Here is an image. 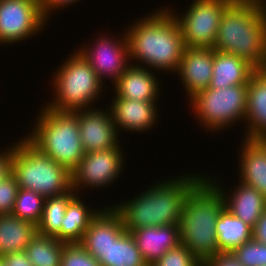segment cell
Returning <instances> with one entry per match:
<instances>
[{
  "label": "cell",
  "mask_w": 266,
  "mask_h": 266,
  "mask_svg": "<svg viewBox=\"0 0 266 266\" xmlns=\"http://www.w3.org/2000/svg\"><path fill=\"white\" fill-rule=\"evenodd\" d=\"M46 21L36 0H0V45L25 41L39 34Z\"/></svg>",
  "instance_id": "obj_10"
},
{
  "label": "cell",
  "mask_w": 266,
  "mask_h": 266,
  "mask_svg": "<svg viewBox=\"0 0 266 266\" xmlns=\"http://www.w3.org/2000/svg\"><path fill=\"white\" fill-rule=\"evenodd\" d=\"M188 99L207 89L213 75V48L186 47L176 71Z\"/></svg>",
  "instance_id": "obj_15"
},
{
  "label": "cell",
  "mask_w": 266,
  "mask_h": 266,
  "mask_svg": "<svg viewBox=\"0 0 266 266\" xmlns=\"http://www.w3.org/2000/svg\"><path fill=\"white\" fill-rule=\"evenodd\" d=\"M31 133L24 136L41 153L72 172L85 150L78 126V110L57 111L42 106Z\"/></svg>",
  "instance_id": "obj_5"
},
{
  "label": "cell",
  "mask_w": 266,
  "mask_h": 266,
  "mask_svg": "<svg viewBox=\"0 0 266 266\" xmlns=\"http://www.w3.org/2000/svg\"><path fill=\"white\" fill-rule=\"evenodd\" d=\"M152 72L148 68L130 64L113 84L115 87L113 98L158 101L162 85H159L160 80Z\"/></svg>",
  "instance_id": "obj_17"
},
{
  "label": "cell",
  "mask_w": 266,
  "mask_h": 266,
  "mask_svg": "<svg viewBox=\"0 0 266 266\" xmlns=\"http://www.w3.org/2000/svg\"><path fill=\"white\" fill-rule=\"evenodd\" d=\"M213 49L236 55L256 70H265L266 2L234 0L223 12Z\"/></svg>",
  "instance_id": "obj_2"
},
{
  "label": "cell",
  "mask_w": 266,
  "mask_h": 266,
  "mask_svg": "<svg viewBox=\"0 0 266 266\" xmlns=\"http://www.w3.org/2000/svg\"><path fill=\"white\" fill-rule=\"evenodd\" d=\"M253 228L223 208L216 222V236L220 252H232L252 239Z\"/></svg>",
  "instance_id": "obj_25"
},
{
  "label": "cell",
  "mask_w": 266,
  "mask_h": 266,
  "mask_svg": "<svg viewBox=\"0 0 266 266\" xmlns=\"http://www.w3.org/2000/svg\"><path fill=\"white\" fill-rule=\"evenodd\" d=\"M76 194L68 203L62 219L60 232L55 238L63 243H80L92 218L99 212L87 207L85 201Z\"/></svg>",
  "instance_id": "obj_23"
},
{
  "label": "cell",
  "mask_w": 266,
  "mask_h": 266,
  "mask_svg": "<svg viewBox=\"0 0 266 266\" xmlns=\"http://www.w3.org/2000/svg\"><path fill=\"white\" fill-rule=\"evenodd\" d=\"M94 108L78 110V126L85 153L115 148L120 141L110 109Z\"/></svg>",
  "instance_id": "obj_13"
},
{
  "label": "cell",
  "mask_w": 266,
  "mask_h": 266,
  "mask_svg": "<svg viewBox=\"0 0 266 266\" xmlns=\"http://www.w3.org/2000/svg\"><path fill=\"white\" fill-rule=\"evenodd\" d=\"M76 194L71 189L63 194L50 196L45 199L42 216L37 225L38 234L55 237L60 232L66 207Z\"/></svg>",
  "instance_id": "obj_27"
},
{
  "label": "cell",
  "mask_w": 266,
  "mask_h": 266,
  "mask_svg": "<svg viewBox=\"0 0 266 266\" xmlns=\"http://www.w3.org/2000/svg\"><path fill=\"white\" fill-rule=\"evenodd\" d=\"M256 69L236 55L213 49V75L209 88L220 89L232 85L248 84Z\"/></svg>",
  "instance_id": "obj_22"
},
{
  "label": "cell",
  "mask_w": 266,
  "mask_h": 266,
  "mask_svg": "<svg viewBox=\"0 0 266 266\" xmlns=\"http://www.w3.org/2000/svg\"><path fill=\"white\" fill-rule=\"evenodd\" d=\"M262 193H263V197H264V201H265V206H266V189Z\"/></svg>",
  "instance_id": "obj_39"
},
{
  "label": "cell",
  "mask_w": 266,
  "mask_h": 266,
  "mask_svg": "<svg viewBox=\"0 0 266 266\" xmlns=\"http://www.w3.org/2000/svg\"><path fill=\"white\" fill-rule=\"evenodd\" d=\"M65 244L55 237L37 233L25 248V253L34 266H60Z\"/></svg>",
  "instance_id": "obj_28"
},
{
  "label": "cell",
  "mask_w": 266,
  "mask_h": 266,
  "mask_svg": "<svg viewBox=\"0 0 266 266\" xmlns=\"http://www.w3.org/2000/svg\"><path fill=\"white\" fill-rule=\"evenodd\" d=\"M120 144L115 148L86 152L71 172L72 189L77 191L86 187L104 188L111 185L123 171L124 153Z\"/></svg>",
  "instance_id": "obj_11"
},
{
  "label": "cell",
  "mask_w": 266,
  "mask_h": 266,
  "mask_svg": "<svg viewBox=\"0 0 266 266\" xmlns=\"http://www.w3.org/2000/svg\"><path fill=\"white\" fill-rule=\"evenodd\" d=\"M75 2H79V0H43L40 5L45 18L48 20L50 16H52L51 14L54 10L56 11L59 9L60 11V8L63 9V7L74 4Z\"/></svg>",
  "instance_id": "obj_36"
},
{
  "label": "cell",
  "mask_w": 266,
  "mask_h": 266,
  "mask_svg": "<svg viewBox=\"0 0 266 266\" xmlns=\"http://www.w3.org/2000/svg\"><path fill=\"white\" fill-rule=\"evenodd\" d=\"M12 173L19 188L32 190L45 198L72 189L71 172L41 153L24 137L15 143Z\"/></svg>",
  "instance_id": "obj_7"
},
{
  "label": "cell",
  "mask_w": 266,
  "mask_h": 266,
  "mask_svg": "<svg viewBox=\"0 0 266 266\" xmlns=\"http://www.w3.org/2000/svg\"><path fill=\"white\" fill-rule=\"evenodd\" d=\"M239 150V180L263 192L266 189V141L243 138ZM241 154V155H240Z\"/></svg>",
  "instance_id": "obj_20"
},
{
  "label": "cell",
  "mask_w": 266,
  "mask_h": 266,
  "mask_svg": "<svg viewBox=\"0 0 266 266\" xmlns=\"http://www.w3.org/2000/svg\"><path fill=\"white\" fill-rule=\"evenodd\" d=\"M18 189L16 177L12 172L0 180V215L12 213Z\"/></svg>",
  "instance_id": "obj_33"
},
{
  "label": "cell",
  "mask_w": 266,
  "mask_h": 266,
  "mask_svg": "<svg viewBox=\"0 0 266 266\" xmlns=\"http://www.w3.org/2000/svg\"><path fill=\"white\" fill-rule=\"evenodd\" d=\"M0 259L6 266H34L25 251L9 253L1 256Z\"/></svg>",
  "instance_id": "obj_37"
},
{
  "label": "cell",
  "mask_w": 266,
  "mask_h": 266,
  "mask_svg": "<svg viewBox=\"0 0 266 266\" xmlns=\"http://www.w3.org/2000/svg\"><path fill=\"white\" fill-rule=\"evenodd\" d=\"M243 266H266V244L254 239L231 252Z\"/></svg>",
  "instance_id": "obj_30"
},
{
  "label": "cell",
  "mask_w": 266,
  "mask_h": 266,
  "mask_svg": "<svg viewBox=\"0 0 266 266\" xmlns=\"http://www.w3.org/2000/svg\"><path fill=\"white\" fill-rule=\"evenodd\" d=\"M101 36L97 37V42L94 40L93 44L90 43L91 46L90 44L88 46L87 44L86 46L82 44L83 49L80 46L78 51L90 63L103 84L106 77L107 80H113L112 84H114L131 64L129 62V47L126 33L124 31V34L122 33L123 37H117L118 40L115 37L113 38V36L111 38L105 34H101Z\"/></svg>",
  "instance_id": "obj_12"
},
{
  "label": "cell",
  "mask_w": 266,
  "mask_h": 266,
  "mask_svg": "<svg viewBox=\"0 0 266 266\" xmlns=\"http://www.w3.org/2000/svg\"><path fill=\"white\" fill-rule=\"evenodd\" d=\"M65 59L63 65L53 73L54 96L46 106L57 111L71 112L93 108L91 106L100 99L102 91L105 92L103 83L78 50Z\"/></svg>",
  "instance_id": "obj_6"
},
{
  "label": "cell",
  "mask_w": 266,
  "mask_h": 266,
  "mask_svg": "<svg viewBox=\"0 0 266 266\" xmlns=\"http://www.w3.org/2000/svg\"><path fill=\"white\" fill-rule=\"evenodd\" d=\"M110 109L117 133L147 132L156 124L159 117L157 101H136L124 98H112ZM157 106V107H156Z\"/></svg>",
  "instance_id": "obj_16"
},
{
  "label": "cell",
  "mask_w": 266,
  "mask_h": 266,
  "mask_svg": "<svg viewBox=\"0 0 266 266\" xmlns=\"http://www.w3.org/2000/svg\"><path fill=\"white\" fill-rule=\"evenodd\" d=\"M164 7H158V10L139 18L125 29L129 58L132 59L131 64L135 61L133 65L175 73L186 47L170 6Z\"/></svg>",
  "instance_id": "obj_1"
},
{
  "label": "cell",
  "mask_w": 266,
  "mask_h": 266,
  "mask_svg": "<svg viewBox=\"0 0 266 266\" xmlns=\"http://www.w3.org/2000/svg\"><path fill=\"white\" fill-rule=\"evenodd\" d=\"M233 1L193 0L182 15L170 8L179 23L185 47L213 48L223 12Z\"/></svg>",
  "instance_id": "obj_9"
},
{
  "label": "cell",
  "mask_w": 266,
  "mask_h": 266,
  "mask_svg": "<svg viewBox=\"0 0 266 266\" xmlns=\"http://www.w3.org/2000/svg\"><path fill=\"white\" fill-rule=\"evenodd\" d=\"M198 266H208L205 262H201Z\"/></svg>",
  "instance_id": "obj_40"
},
{
  "label": "cell",
  "mask_w": 266,
  "mask_h": 266,
  "mask_svg": "<svg viewBox=\"0 0 266 266\" xmlns=\"http://www.w3.org/2000/svg\"><path fill=\"white\" fill-rule=\"evenodd\" d=\"M201 262L182 244L168 250L151 266H198Z\"/></svg>",
  "instance_id": "obj_32"
},
{
  "label": "cell",
  "mask_w": 266,
  "mask_h": 266,
  "mask_svg": "<svg viewBox=\"0 0 266 266\" xmlns=\"http://www.w3.org/2000/svg\"><path fill=\"white\" fill-rule=\"evenodd\" d=\"M203 173L170 177L155 182L140 195L112 205L120 214L126 231L163 225H179L189 189Z\"/></svg>",
  "instance_id": "obj_3"
},
{
  "label": "cell",
  "mask_w": 266,
  "mask_h": 266,
  "mask_svg": "<svg viewBox=\"0 0 266 266\" xmlns=\"http://www.w3.org/2000/svg\"><path fill=\"white\" fill-rule=\"evenodd\" d=\"M60 266H102L80 243L65 244Z\"/></svg>",
  "instance_id": "obj_31"
},
{
  "label": "cell",
  "mask_w": 266,
  "mask_h": 266,
  "mask_svg": "<svg viewBox=\"0 0 266 266\" xmlns=\"http://www.w3.org/2000/svg\"><path fill=\"white\" fill-rule=\"evenodd\" d=\"M10 148L0 151V180L8 176L12 172V157L14 143L9 146Z\"/></svg>",
  "instance_id": "obj_35"
},
{
  "label": "cell",
  "mask_w": 266,
  "mask_h": 266,
  "mask_svg": "<svg viewBox=\"0 0 266 266\" xmlns=\"http://www.w3.org/2000/svg\"><path fill=\"white\" fill-rule=\"evenodd\" d=\"M222 197L224 198L225 208H227L235 217L241 219L244 223L255 226L257 220L266 209L263 193L258 189L246 185L239 181L235 189L224 192L221 187ZM227 193V194H226ZM228 195V196H227Z\"/></svg>",
  "instance_id": "obj_21"
},
{
  "label": "cell",
  "mask_w": 266,
  "mask_h": 266,
  "mask_svg": "<svg viewBox=\"0 0 266 266\" xmlns=\"http://www.w3.org/2000/svg\"><path fill=\"white\" fill-rule=\"evenodd\" d=\"M0 266H6L1 259H0Z\"/></svg>",
  "instance_id": "obj_41"
},
{
  "label": "cell",
  "mask_w": 266,
  "mask_h": 266,
  "mask_svg": "<svg viewBox=\"0 0 266 266\" xmlns=\"http://www.w3.org/2000/svg\"><path fill=\"white\" fill-rule=\"evenodd\" d=\"M203 175L188 191L179 222L180 242L200 261L220 253L216 222L225 207L221 188L214 178Z\"/></svg>",
  "instance_id": "obj_4"
},
{
  "label": "cell",
  "mask_w": 266,
  "mask_h": 266,
  "mask_svg": "<svg viewBox=\"0 0 266 266\" xmlns=\"http://www.w3.org/2000/svg\"><path fill=\"white\" fill-rule=\"evenodd\" d=\"M45 199L32 190L19 188L11 214L37 226L42 216Z\"/></svg>",
  "instance_id": "obj_29"
},
{
  "label": "cell",
  "mask_w": 266,
  "mask_h": 266,
  "mask_svg": "<svg viewBox=\"0 0 266 266\" xmlns=\"http://www.w3.org/2000/svg\"><path fill=\"white\" fill-rule=\"evenodd\" d=\"M252 239L266 244V209L253 227Z\"/></svg>",
  "instance_id": "obj_38"
},
{
  "label": "cell",
  "mask_w": 266,
  "mask_h": 266,
  "mask_svg": "<svg viewBox=\"0 0 266 266\" xmlns=\"http://www.w3.org/2000/svg\"><path fill=\"white\" fill-rule=\"evenodd\" d=\"M246 139L266 138V69L256 70L247 84Z\"/></svg>",
  "instance_id": "obj_18"
},
{
  "label": "cell",
  "mask_w": 266,
  "mask_h": 266,
  "mask_svg": "<svg viewBox=\"0 0 266 266\" xmlns=\"http://www.w3.org/2000/svg\"><path fill=\"white\" fill-rule=\"evenodd\" d=\"M130 233L148 266L155 263L168 250L181 244L179 225L144 227Z\"/></svg>",
  "instance_id": "obj_19"
},
{
  "label": "cell",
  "mask_w": 266,
  "mask_h": 266,
  "mask_svg": "<svg viewBox=\"0 0 266 266\" xmlns=\"http://www.w3.org/2000/svg\"><path fill=\"white\" fill-rule=\"evenodd\" d=\"M102 266H148L130 232L124 231L101 256Z\"/></svg>",
  "instance_id": "obj_26"
},
{
  "label": "cell",
  "mask_w": 266,
  "mask_h": 266,
  "mask_svg": "<svg viewBox=\"0 0 266 266\" xmlns=\"http://www.w3.org/2000/svg\"><path fill=\"white\" fill-rule=\"evenodd\" d=\"M196 120L207 131H221L245 120L247 84L203 89L189 99ZM226 127V128H225Z\"/></svg>",
  "instance_id": "obj_8"
},
{
  "label": "cell",
  "mask_w": 266,
  "mask_h": 266,
  "mask_svg": "<svg viewBox=\"0 0 266 266\" xmlns=\"http://www.w3.org/2000/svg\"><path fill=\"white\" fill-rule=\"evenodd\" d=\"M125 230L119 212L107 205L92 218L80 244L98 260Z\"/></svg>",
  "instance_id": "obj_14"
},
{
  "label": "cell",
  "mask_w": 266,
  "mask_h": 266,
  "mask_svg": "<svg viewBox=\"0 0 266 266\" xmlns=\"http://www.w3.org/2000/svg\"><path fill=\"white\" fill-rule=\"evenodd\" d=\"M205 263L208 266H243L231 252H220L209 257Z\"/></svg>",
  "instance_id": "obj_34"
},
{
  "label": "cell",
  "mask_w": 266,
  "mask_h": 266,
  "mask_svg": "<svg viewBox=\"0 0 266 266\" xmlns=\"http://www.w3.org/2000/svg\"><path fill=\"white\" fill-rule=\"evenodd\" d=\"M37 234V226L12 214L0 215V257L25 251L30 240Z\"/></svg>",
  "instance_id": "obj_24"
}]
</instances>
